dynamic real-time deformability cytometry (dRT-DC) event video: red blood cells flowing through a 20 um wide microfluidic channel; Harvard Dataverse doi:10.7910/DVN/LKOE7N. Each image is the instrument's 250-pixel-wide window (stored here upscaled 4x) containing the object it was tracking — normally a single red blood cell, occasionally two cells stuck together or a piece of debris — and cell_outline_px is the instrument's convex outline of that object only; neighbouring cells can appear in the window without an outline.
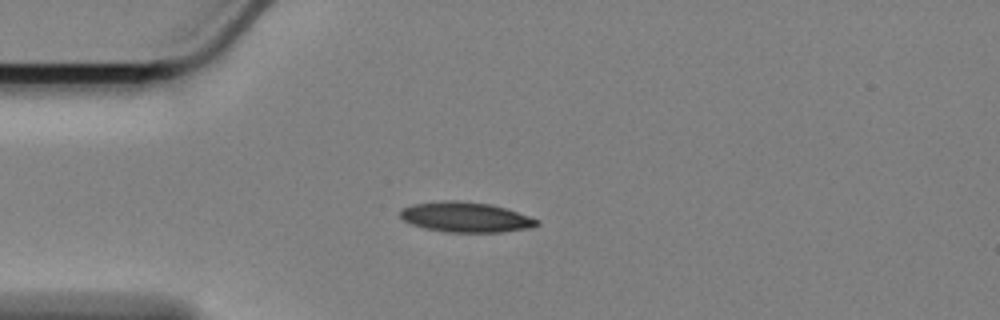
{"species": "Egyptian fruit bat (a non-hibernating species)", "species_latin": "Rousettus aegyptiacus", "temperature_condition": "cold", "stored_images_in_passage": 45, "camera_frame_rate_fps": 3000, "um_per_image_px": 0.085, "animal": {"sex": "female"}, "frame": {"image": 1, "passage_image": 1, "time_ms": 0.0, "image_size_px": [1000, 320], "cell_outline_px": [[540, 224], [532, 228], [500, 232], [444, 232], [424, 228], [412, 224], [404, 220], [400, 216], [400, 212], [404, 208], [412, 204], [444, 200], [456, 200], [492, 204], [540, 220]], "centroid_in_image_um": [39.6, 18.46], "position_along_channel_um": 45.4, "area_um2": 23.99}}
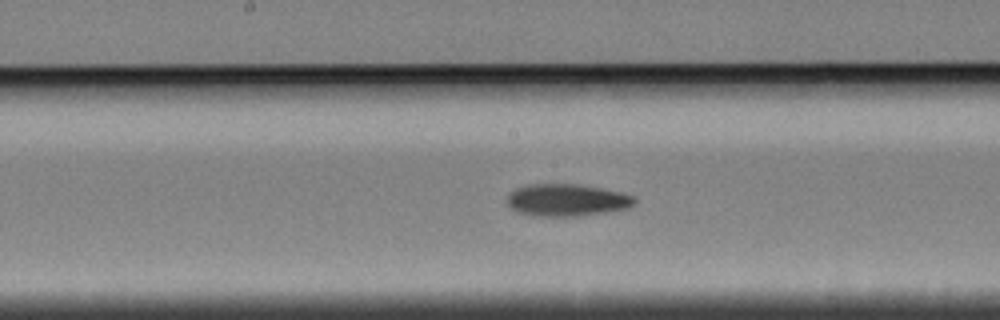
{"frame": {"image": 2, "passage_image": 16, "time_ms": 5.0, "image_size_px": [1000, 320], "cell_outline_px": [[636, 204], [628, 208], [608, 212], [580, 216], [532, 216], [516, 212], [508, 204], [508, 192], [516, 188], [528, 184], [576, 184], [600, 188], [620, 192], [636, 196]], "centroid_in_image_um": [48.19, 17.01], "position_along_channel_um": 200.0, "area_um2": 24.16}}
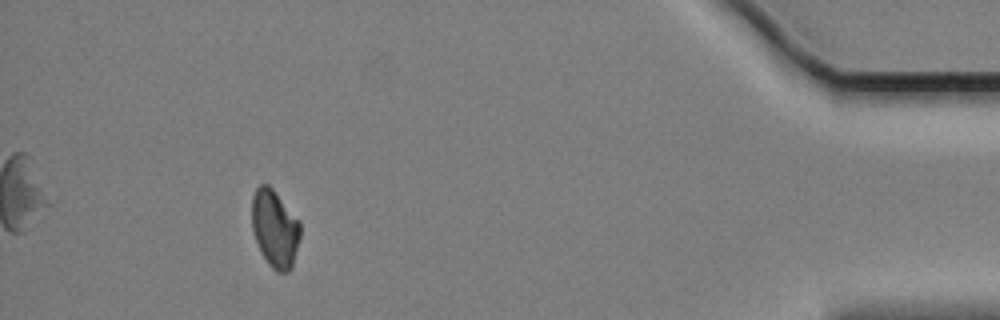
{"frame": {"image": 3, "passage_image": 40, "time_ms": 13.0, "image_size_px": [1000, 320], "cell_outline_px": [[300, 236], [292, 268], [288, 272], [276, 272], [268, 264], [252, 232], [252, 196], [256, 188], [260, 184], [268, 184], [272, 188], [300, 220]], "centroid_in_image_um": [23.37, 19.42], "position_along_channel_um": 411.8, "area_um2": 21.91}, "authors_computed_cell_mechanics": {"area_um2": 23.3512, "velocity_mm_per_s": 3.3949, "shape_relaxation_time_tau1_ms": 5.5144, "shape_relaxation_time_tau2_ms": 8.9197, "deformation_change_tau1": 0.129, "deformation_change_tau2": 0.154}}